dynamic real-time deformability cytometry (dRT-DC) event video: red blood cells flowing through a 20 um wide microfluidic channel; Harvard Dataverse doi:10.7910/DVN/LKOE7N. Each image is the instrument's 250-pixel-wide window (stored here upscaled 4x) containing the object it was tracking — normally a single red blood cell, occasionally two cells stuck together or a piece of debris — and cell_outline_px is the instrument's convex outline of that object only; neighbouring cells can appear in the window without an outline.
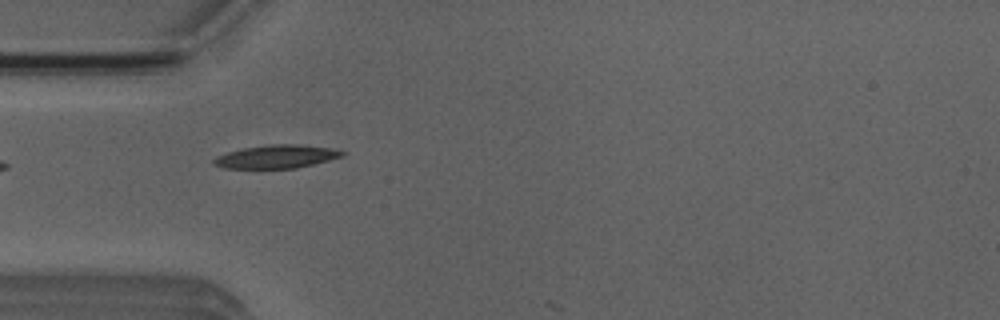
{"species": "Egyptian fruit bat (a non-hibernating species)", "species_latin": "Rousettus aegyptiacus", "temperature_condition": "room temperature", "stored_images_in_passage": 3, "camera_frame_rate_fps": 3000, "um_per_image_px": 0.085, "animal": {"sex": "male"}, "frame": {"image": 1, "passage_image": 1, "time_ms": 0.0, "image_size_px": [1000, 320], "cell_outline_px": [[344, 156], [296, 168], [224, 168], [212, 164], [212, 160], [216, 156], [228, 152], [244, 148], [268, 144], [296, 144], [332, 148], [344, 152]], "centroid_in_image_um": [23.47, 13.31], "position_along_channel_um": 61.5, "area_um2": 17.28}}